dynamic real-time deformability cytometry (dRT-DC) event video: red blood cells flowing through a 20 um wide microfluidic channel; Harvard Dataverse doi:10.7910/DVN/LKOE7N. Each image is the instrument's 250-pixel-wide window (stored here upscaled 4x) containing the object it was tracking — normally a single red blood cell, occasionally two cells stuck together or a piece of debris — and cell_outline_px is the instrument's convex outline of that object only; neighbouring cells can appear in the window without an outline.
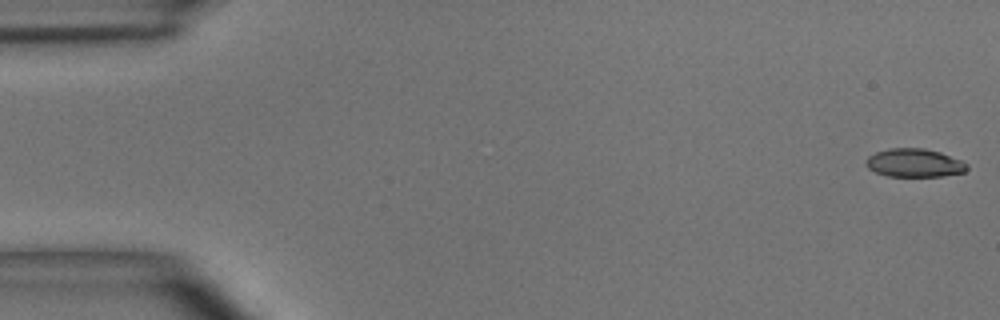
{"species": "common noctule bat (a hibernating species)", "species_latin": "Nyctalus noctula", "temperature_condition": "room temperature", "stored_images_in_passage": 50, "camera_frame_rate_fps": 3000, "um_per_image_px": 0.085, "animal": {"sex": "male", "body_mass_g": 15.6}, "frame": {"image": 1, "passage_image": 1, "time_ms": 0.0, "image_size_px": [1000, 320], "cell_outline_px": [[968, 168], [964, 172], [944, 176], [888, 176], [876, 172], [868, 168], [864, 160], [868, 156], [876, 152], [888, 148], [924, 148], [940, 152], [960, 160], [968, 164]], "centroid_in_image_um": [77.71, 13.84], "position_along_channel_um": 7.3, "area_um2": 16.7}}
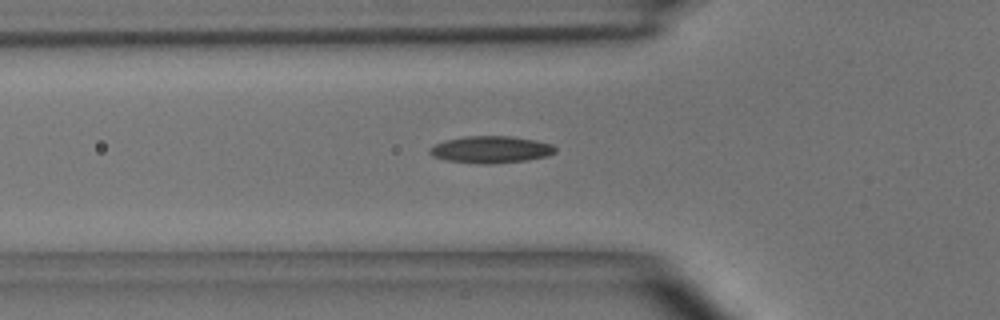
{"frame": {"image": 2, "passage_image": 17, "time_ms": 5.333, "image_size_px": [1000, 320], "cell_outline_px": [[556, 152], [548, 156], [524, 160], [488, 164], [448, 160], [432, 156], [428, 152], [428, 148], [444, 140], [464, 136], [508, 136], [536, 140], [552, 144], [556, 148]], "centroid_in_image_um": [41.72, 12.7], "position_along_channel_um": 84.1, "area_um2": 19.59}}
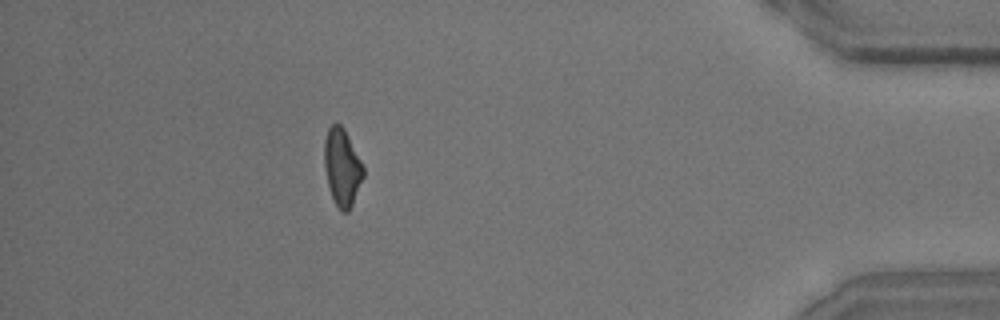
{"frame": {"image": 3, "passage_image": 45, "time_ms": 14.667, "image_size_px": [1000, 320], "cell_outline_px": [[364, 176], [352, 204], [348, 212], [340, 212], [332, 196], [328, 184], [324, 168], [324, 140], [328, 128], [336, 120], [344, 128], [364, 168]], "centroid_in_image_um": [29.06, 14.19], "position_along_channel_um": 406.1, "area_um2": 17.51}, "authors_computed_cell_mechanics": {"area_um2": 17.8891, "velocity_mm_per_s": 3.973, "shape_relaxation_time_tau1_ms": 7.5436, "shape_relaxation_time_tau2_ms": 4.451, "deformation_change_tau1": 0.1832, "deformation_change_tau2": 0.1213}}